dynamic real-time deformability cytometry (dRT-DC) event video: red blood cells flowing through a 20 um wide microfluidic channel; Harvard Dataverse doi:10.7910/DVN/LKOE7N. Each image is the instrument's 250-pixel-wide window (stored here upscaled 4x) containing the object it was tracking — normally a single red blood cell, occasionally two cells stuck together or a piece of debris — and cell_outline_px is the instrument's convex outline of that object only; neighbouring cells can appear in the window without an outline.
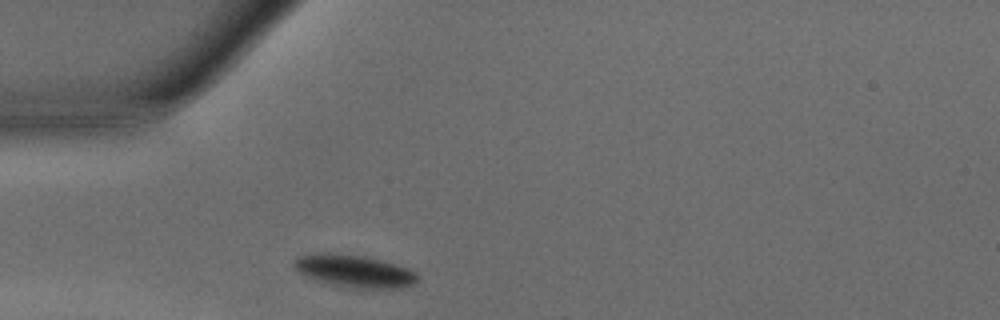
{"species": "common noctule bat (a hibernating species)", "species_latin": "Nyctalus noctula", "temperature_condition": "warm", "stored_images_in_passage": 3, "camera_frame_rate_fps": 3000, "um_per_image_px": 0.085, "animal": {"sex": "male", "body_mass_g": 15.6}, "frame": {"image": 1, "passage_image": 1, "time_ms": 0.0, "image_size_px": [1000, 320], "cell_outline_px": [[420, 276], [412, 284], [400, 288], [360, 288], [332, 284], [308, 276], [300, 272], [292, 264], [300, 256], [364, 256], [396, 264], [408, 268], [416, 272]], "centroid_in_image_um": [30.27, 23.09], "position_along_channel_um": 54.7, "area_um2": 21.85}}